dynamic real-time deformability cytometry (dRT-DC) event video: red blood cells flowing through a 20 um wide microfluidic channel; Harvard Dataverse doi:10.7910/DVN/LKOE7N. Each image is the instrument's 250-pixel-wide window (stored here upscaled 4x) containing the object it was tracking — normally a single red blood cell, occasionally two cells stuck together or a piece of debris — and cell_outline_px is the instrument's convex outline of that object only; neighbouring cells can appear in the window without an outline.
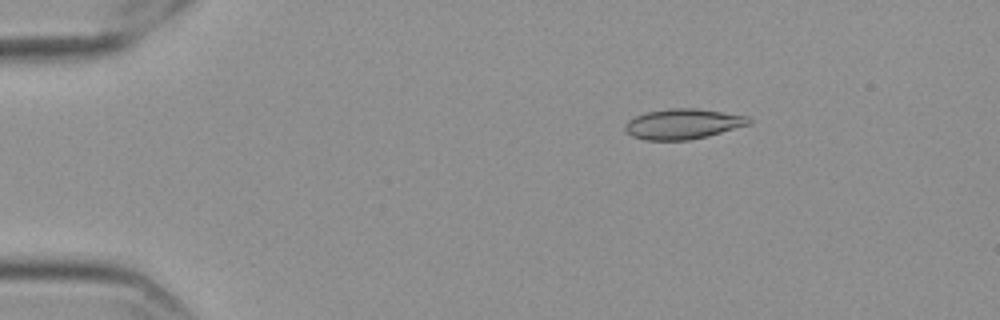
{"species": "Egyptian fruit bat (a non-hibernating species)", "species_latin": "Rousettus aegyptiacus", "temperature_condition": "cold", "stored_images_in_passage": 48, "camera_frame_rate_fps": 3000, "um_per_image_px": 0.085, "frame": {"image": 1, "passage_image": 1, "time_ms": 0.0, "image_size_px": [1000, 320], "cell_outline_px": [[752, 124], [688, 140], [644, 140], [632, 136], [624, 128], [624, 124], [628, 120], [636, 116], [648, 112], [668, 108], [696, 108], [748, 116], [752, 120]], "centroid_in_image_um": [58.04, 10.53], "position_along_channel_um": 27.0, "area_um2": 21.68}}
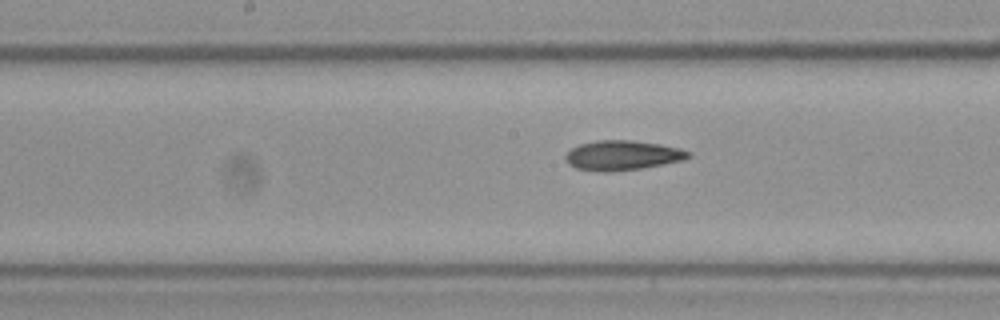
{"frame": {"image": 2, "passage_image": 21, "time_ms": 6.667, "image_size_px": [1000, 320], "cell_outline_px": [[692, 156], [684, 160], [640, 168], [608, 172], [604, 172], [576, 168], [568, 164], [564, 156], [572, 148], [580, 144], [596, 140], [632, 140], [660, 144], [680, 148], [692, 152]], "centroid_in_image_um": [52.92, 13.2], "position_along_channel_um": 195.3, "area_um2": 21.27}}
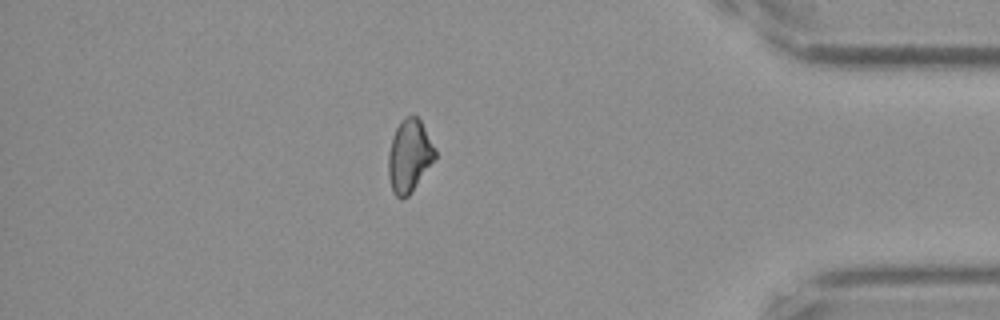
{"frame": {"image": 3, "passage_image": 41, "time_ms": 13.333, "image_size_px": [1000, 320], "cell_outline_px": [[436, 156], [412, 192], [408, 196], [400, 200], [392, 192], [388, 176], [388, 152], [392, 136], [400, 120], [404, 116], [416, 116], [420, 120], [436, 148]], "centroid_in_image_um": [34.77, 13.26], "position_along_channel_um": 400.4, "area_um2": 19.94}, "authors_computed_cell_mechanics": {"area_um2": 20.5768, "velocity_mm_per_s": 3.5767, "shape_relaxation_time_tau1_ms": null, "shape_relaxation_time_tau2_ms": 10.5557, "deformation_change_tau1": null, "deformation_change_tau2": 0.1803}}